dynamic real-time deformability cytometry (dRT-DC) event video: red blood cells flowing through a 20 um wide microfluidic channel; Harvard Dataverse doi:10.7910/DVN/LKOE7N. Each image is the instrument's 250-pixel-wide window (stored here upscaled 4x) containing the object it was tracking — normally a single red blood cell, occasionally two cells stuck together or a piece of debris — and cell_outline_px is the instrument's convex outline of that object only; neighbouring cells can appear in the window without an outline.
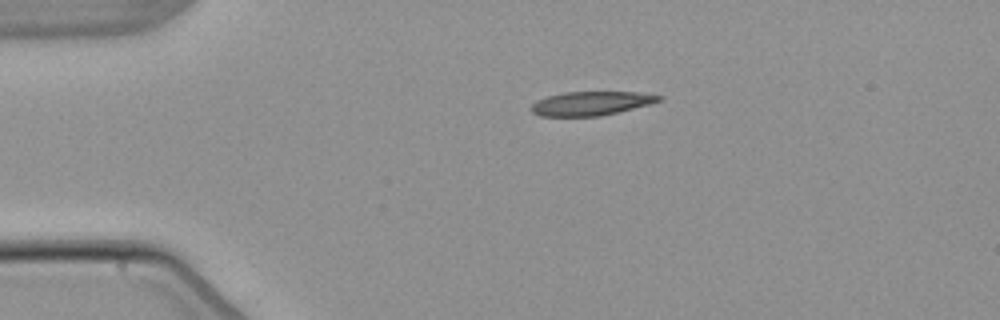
{"species": "common noctule bat (a hibernating species)", "species_latin": "Nyctalus noctula", "temperature_condition": "warm", "stored_images_in_passage": 2, "camera_frame_rate_fps": 3000, "um_per_image_px": 0.085, "animal": {"sex": "male", "body_mass_g": 21.5, "forearm_length_mm": 52.0}, "frame": {"image": 1, "passage_image": 1, "time_ms": 0.0, "image_size_px": [1000, 320], "cell_outline_px": [[664, 96], [660, 100], [652, 104], [600, 116], [540, 116], [532, 112], [532, 104], [536, 100], [548, 96], [564, 92], [636, 92]], "centroid_in_image_um": [50.25, 8.79], "position_along_channel_um": 34.7, "area_um2": 17.74}}